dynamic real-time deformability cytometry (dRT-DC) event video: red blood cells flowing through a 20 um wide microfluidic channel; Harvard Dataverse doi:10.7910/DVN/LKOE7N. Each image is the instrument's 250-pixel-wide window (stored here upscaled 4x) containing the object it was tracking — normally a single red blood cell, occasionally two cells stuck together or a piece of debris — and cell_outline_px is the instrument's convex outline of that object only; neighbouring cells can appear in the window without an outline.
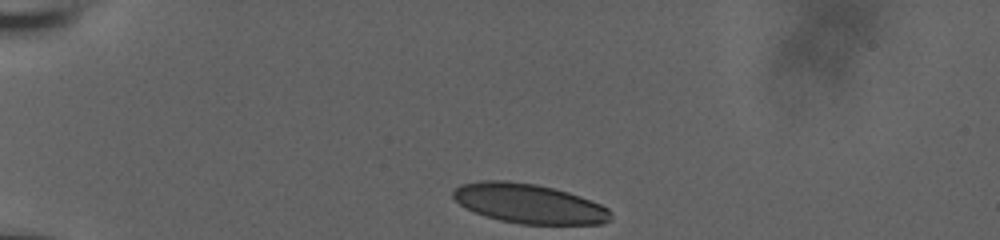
{"species": "human", "species_latin": "Homo sapiens", "temperature_condition": "room temperature", "stored_images_in_passage": 15, "camera_frame_rate_fps": 3000, "um_per_image_px": 0.085, "donor": {"sex": "male"}, "frame": {"image": 1, "passage_image": 1, "time_ms": 0.0, "image_size_px": [1000, 240], "cell_outline_px": [[612, 220], [600, 224], [520, 224], [500, 220], [484, 216], [460, 204], [452, 196], [452, 192], [460, 184], [480, 180], [508, 180], [536, 184], [568, 192], [580, 196], [600, 204], [608, 208], [612, 212]], "centroid_in_image_um": [44.98, 17.3], "position_along_channel_um": 40.0, "area_um2": 36.41}}
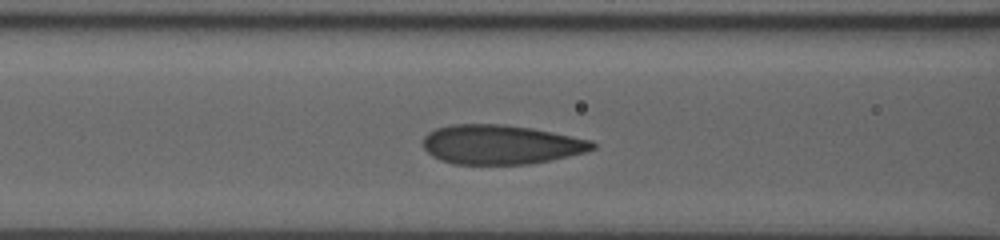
{"frame": {"image": 2, "passage_image": 11, "time_ms": 3.333, "image_size_px": [1000, 240], "cell_outline_px": [[596, 148], [584, 152], [568, 156], [528, 164], [452, 164], [440, 160], [432, 156], [424, 148], [424, 136], [428, 132], [436, 128], [452, 124], [504, 124], [532, 128], [592, 140], [596, 144]], "centroid_in_image_um": [42.55, 12.28], "position_along_channel_um": 124.0, "area_um2": 38.84}}
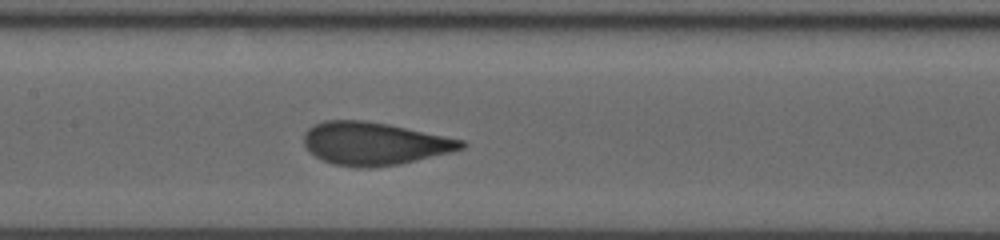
{"frame": {"image": 3, "passage_image": 15, "time_ms": 4.667, "image_size_px": [1000, 240], "cell_outline_px": [[468, 144], [464, 148], [452, 152], [400, 164], [368, 168], [360, 168], [332, 164], [308, 152], [304, 144], [304, 132], [312, 124], [324, 120], [364, 120], [388, 124], [464, 140]], "centroid_in_image_um": [31.8, 12.2], "position_along_channel_um": 175.6, "area_um2": 39.54}}